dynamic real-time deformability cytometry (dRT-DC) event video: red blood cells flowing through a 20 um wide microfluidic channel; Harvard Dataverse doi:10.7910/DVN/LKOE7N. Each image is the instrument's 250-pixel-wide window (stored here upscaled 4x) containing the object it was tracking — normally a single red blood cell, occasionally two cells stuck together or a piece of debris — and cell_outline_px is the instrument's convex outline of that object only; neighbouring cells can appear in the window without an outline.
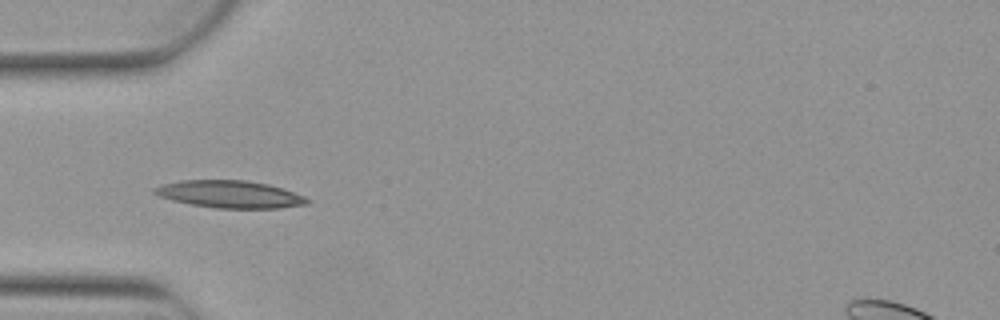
{"species": "Egyptian fruit bat (a non-hibernating species)", "species_latin": "Rousettus aegyptiacus", "temperature_condition": "warm", "stored_images_in_passage": 7, "camera_frame_rate_fps": 3000, "um_per_image_px": 0.085, "animal": {"sex": "female"}, "frame": {"image": 1, "passage_image": 5, "time_ms": 1.333, "image_size_px": [1000, 320], "cell_outline_px": [[308, 204], [280, 208], [216, 208], [192, 204], [172, 200], [160, 196], [152, 192], [152, 188], [164, 184], [180, 180], [244, 180], [268, 184], [284, 188], [304, 196], [308, 200]], "centroid_in_image_um": [19.54, 16.51], "position_along_channel_um": 65.5, "area_um2": 24.22}}
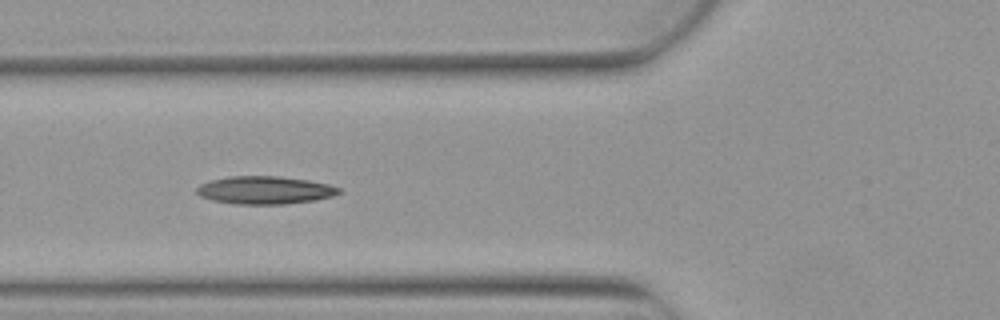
{"frame": {"image": 2, "passage_image": 6, "time_ms": 1.667, "image_size_px": [1000, 320], "cell_outline_px": [[340, 192], [332, 196], [316, 200], [284, 204], [236, 204], [212, 200], [200, 196], [196, 192], [196, 188], [200, 184], [212, 180], [228, 176], [280, 176], [308, 180], [328, 184], [340, 188]], "centroid_in_image_um": [22.5, 16.16], "position_along_channel_um": 103.3, "area_um2": 23.06}}
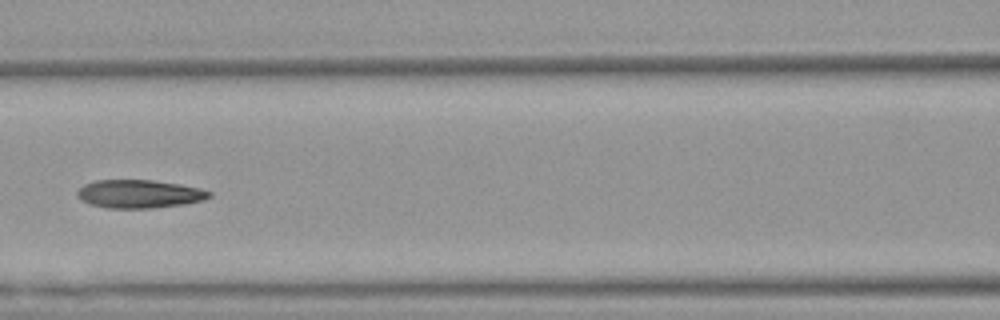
{"frame": {"image": 3, "passage_image": 7, "time_ms": 2.0, "image_size_px": [1000, 320], "cell_outline_px": [[212, 196], [204, 200], [184, 204], [152, 208], [108, 208], [92, 204], [80, 200], [76, 196], [76, 192], [84, 184], [96, 180], [152, 180], [180, 184], [200, 188], [212, 192]], "centroid_in_image_um": [11.85, 16.48], "position_along_channel_um": 154.8, "area_um2": 21.79}}